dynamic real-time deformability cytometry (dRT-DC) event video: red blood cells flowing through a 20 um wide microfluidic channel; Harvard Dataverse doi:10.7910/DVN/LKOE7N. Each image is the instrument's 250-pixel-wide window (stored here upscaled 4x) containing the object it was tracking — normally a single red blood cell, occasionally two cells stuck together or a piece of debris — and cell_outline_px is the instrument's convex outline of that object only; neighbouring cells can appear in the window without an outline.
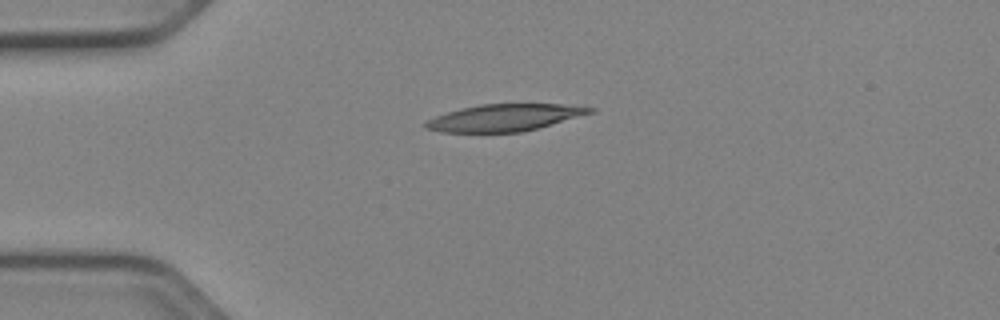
{"species": "Egyptian fruit bat (a non-hibernating species)", "species_latin": "Rousettus aegyptiacus", "temperature_condition": "cold", "stored_images_in_passage": 40, "camera_frame_rate_fps": 3000, "um_per_image_px": 0.085, "animal": {"sex": "female"}, "frame": {"image": 1, "passage_image": 1, "time_ms": 0.0, "image_size_px": [1000, 320], "cell_outline_px": [[596, 108], [592, 112], [536, 128], [520, 132], [440, 132], [424, 128], [424, 120], [460, 108], [480, 104], [560, 104]], "centroid_in_image_um": [42.78, 10.0], "position_along_channel_um": 42.2, "area_um2": 25.43}}
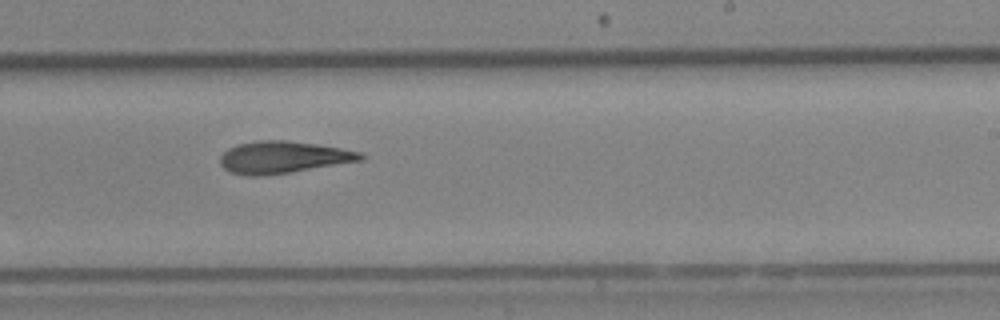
{"frame": {"image": 2, "passage_image": 20, "time_ms": 6.333, "image_size_px": [1000, 320], "cell_outline_px": [[364, 160], [288, 172], [256, 176], [248, 176], [232, 172], [224, 168], [220, 164], [220, 156], [228, 148], [236, 144], [260, 140], [284, 140], [316, 144], [340, 148], [360, 152], [364, 156]], "centroid_in_image_um": [24.03, 13.35], "position_along_channel_um": 265.0, "area_um2": 25.89}}
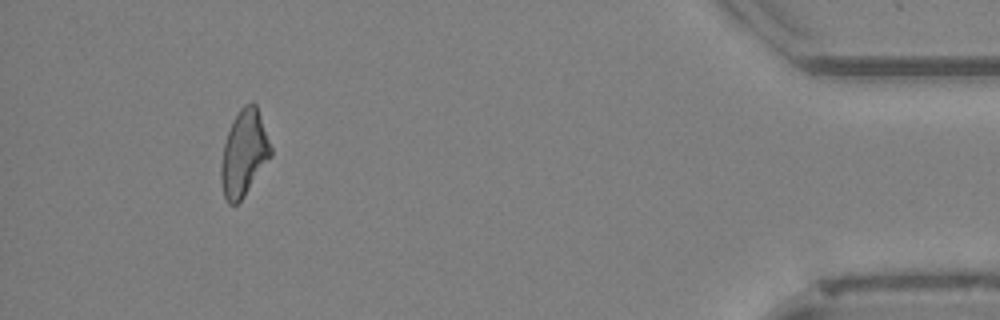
{"frame": {"image": 3, "passage_image": 36, "time_ms": 11.667, "image_size_px": [1000, 320], "cell_outline_px": [[272, 156], [244, 196], [236, 204], [228, 204], [224, 196], [220, 180], [220, 164], [224, 144], [228, 132], [240, 108], [244, 104], [252, 100], [256, 104], [272, 148]], "centroid_in_image_um": [20.74, 13.03], "position_along_channel_um": 414.5, "area_um2": 24.85}, "authors_computed_cell_mechanics": {"area_um2": 25.6921, "velocity_mm_per_s": 3.9611, "shape_relaxation_time_tau1_ms": 8.6347, "shape_relaxation_time_tau2_ms": 9.097, "deformation_change_tau1": 0.1963, "deformation_change_tau2": 0.2271}}